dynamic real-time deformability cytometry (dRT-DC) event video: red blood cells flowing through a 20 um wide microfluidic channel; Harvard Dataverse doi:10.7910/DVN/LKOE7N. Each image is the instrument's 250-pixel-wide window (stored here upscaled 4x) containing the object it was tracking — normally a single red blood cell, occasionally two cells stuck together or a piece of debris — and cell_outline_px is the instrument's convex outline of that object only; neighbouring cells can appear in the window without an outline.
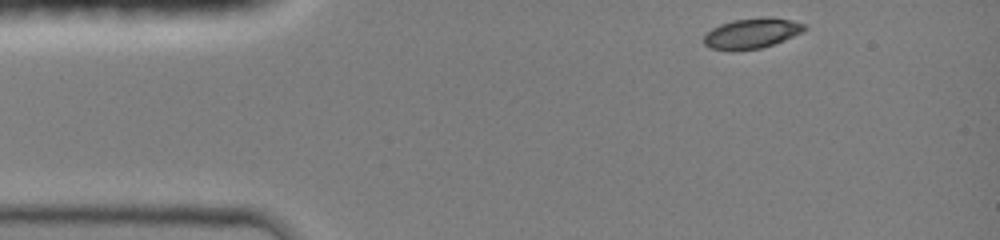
{"species": "common noctule bat (a hibernating species)", "species_latin": "Nyctalus noctula", "temperature_condition": "room temperature", "stored_images_in_passage": 37, "camera_frame_rate_fps": 3000, "um_per_image_px": 0.085, "animal": {"sex": "female", "body_mass_g": 19.0, "forearm_length_mm": 51.5}, "frame": {"image": 1, "passage_image": 1, "time_ms": 0.0, "image_size_px": [1000, 240], "cell_outline_px": [[808, 28], [792, 36], [772, 44], [760, 48], [732, 52], [712, 48], [704, 44], [704, 36], [712, 28], [720, 24], [732, 20], [768, 16], [792, 20], [804, 24]], "centroid_in_image_um": [63.87, 2.83], "position_along_channel_um": 21.1, "area_um2": 17.74}}
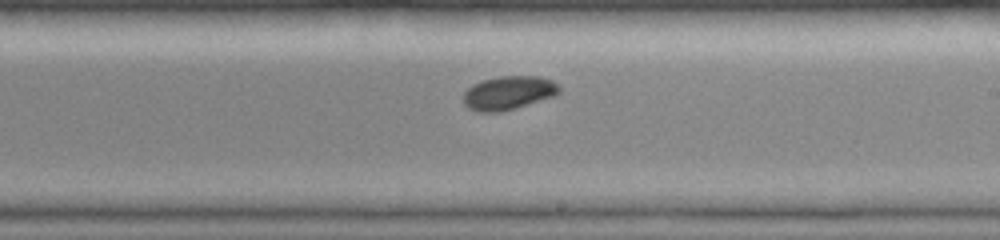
{"frame": {"image": 2, "passage_image": 22, "time_ms": 7.0, "image_size_px": [1000, 240], "cell_outline_px": [[560, 92], [556, 96], [516, 108], [500, 112], [480, 112], [468, 108], [464, 104], [464, 92], [472, 84], [496, 76], [536, 76], [552, 80], [560, 88]], "centroid_in_image_um": [43.23, 7.9], "position_along_channel_um": 245.8, "area_um2": 18.9}}
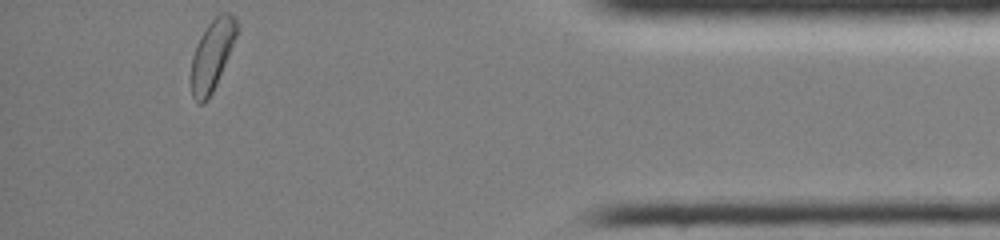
{"frame": {"image": 3, "passage_image": 37, "time_ms": 12.0, "image_size_px": [1000, 240], "cell_outline_px": [[236, 36], [216, 84], [208, 100], [200, 104], [192, 96], [192, 56], [196, 44], [200, 36], [208, 24], [220, 12], [228, 12], [236, 16]], "centroid_in_image_um": [18.02, 4.65], "position_along_channel_um": 417.2, "area_um2": 18.26}, "authors_computed_cell_mechanics": {"area_um2": 18.5538, "velocity_mm_per_s": 4.1478, "shape_relaxation_time_tau1_ms": 2.7873, "shape_relaxation_time_tau2_ms": null, "deformation_change_tau1": 0.0918, "deformation_change_tau2": null}}